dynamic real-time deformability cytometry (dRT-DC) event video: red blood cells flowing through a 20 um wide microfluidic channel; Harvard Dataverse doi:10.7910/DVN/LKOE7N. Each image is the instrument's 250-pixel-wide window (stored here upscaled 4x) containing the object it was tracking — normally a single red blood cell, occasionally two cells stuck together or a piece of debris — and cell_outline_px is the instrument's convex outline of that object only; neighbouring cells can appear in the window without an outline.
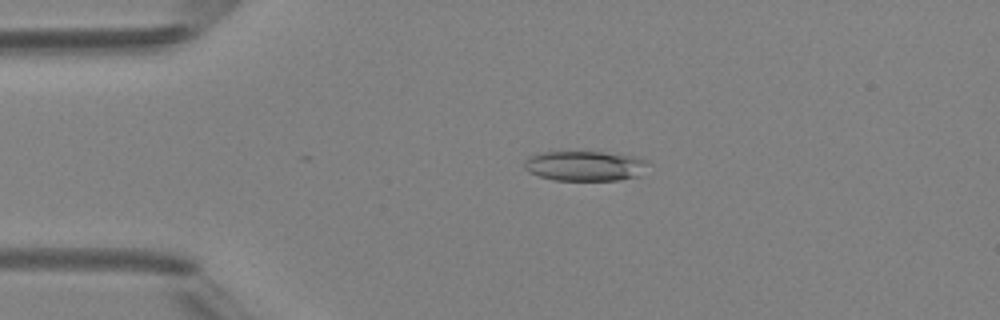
{"species": "Egyptian fruit bat (a non-hibernating species)", "species_latin": "Rousettus aegyptiacus", "temperature_condition": "room temperature", "stored_images_in_passage": 3, "camera_frame_rate_fps": 3000, "um_per_image_px": 0.085, "animal": {"sex": "female"}, "frame": {"image": 1, "passage_image": 2, "time_ms": 1.333, "image_size_px": [1000, 320], "cell_outline_px": [[648, 164], [636, 176], [620, 180], [556, 180], [540, 176], [528, 172], [524, 168], [524, 160], [528, 156], [540, 152], [600, 152], [632, 156], [648, 160]], "centroid_in_image_um": [49.65, 14.09], "position_along_channel_um": 35.3, "area_um2": 21.44}}